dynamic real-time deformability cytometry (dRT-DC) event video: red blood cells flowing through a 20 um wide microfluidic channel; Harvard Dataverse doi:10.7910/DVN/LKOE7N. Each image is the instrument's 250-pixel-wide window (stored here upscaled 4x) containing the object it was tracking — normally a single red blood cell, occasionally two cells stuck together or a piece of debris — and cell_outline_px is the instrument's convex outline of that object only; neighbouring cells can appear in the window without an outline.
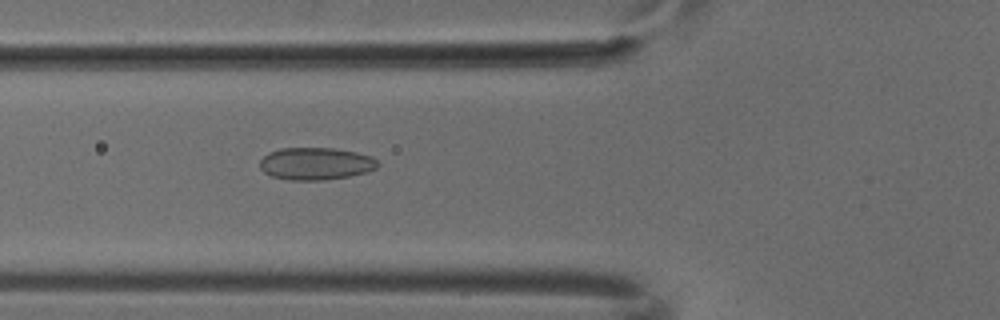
{"species": "common noctule bat (a hibernating species)", "species_latin": "Nyctalus noctula", "temperature_condition": "cold", "stored_images_in_passage": 3, "camera_frame_rate_fps": 3000, "um_per_image_px": 0.085, "animal": {"sex": "male", "body_mass_g": 18.8}, "frame": {"image": 1, "passage_image": 3, "time_ms": 0.667, "image_size_px": [1000, 320], "cell_outline_px": [[380, 164], [376, 168], [368, 172], [348, 176], [324, 180], [288, 180], [272, 176], [264, 172], [260, 168], [260, 160], [268, 152], [280, 148], [332, 148], [356, 152], [372, 156]], "centroid_in_image_um": [26.84, 13.91], "position_along_channel_um": 99.0, "area_um2": 22.31}}